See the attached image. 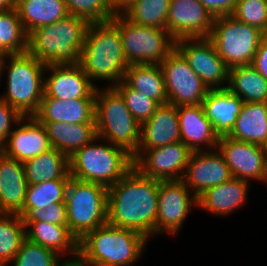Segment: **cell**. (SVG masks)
<instances>
[{
    "instance_id": "6da1fadb",
    "label": "cell",
    "mask_w": 267,
    "mask_h": 266,
    "mask_svg": "<svg viewBox=\"0 0 267 266\" xmlns=\"http://www.w3.org/2000/svg\"><path fill=\"white\" fill-rule=\"evenodd\" d=\"M159 181L142 175L133 167L108 188L107 222L133 229L151 242L156 238Z\"/></svg>"
},
{
    "instance_id": "7a4b0ae2",
    "label": "cell",
    "mask_w": 267,
    "mask_h": 266,
    "mask_svg": "<svg viewBox=\"0 0 267 266\" xmlns=\"http://www.w3.org/2000/svg\"><path fill=\"white\" fill-rule=\"evenodd\" d=\"M79 64L96 87H114L124 79L129 64L112 20L89 23Z\"/></svg>"
},
{
    "instance_id": "3957f363",
    "label": "cell",
    "mask_w": 267,
    "mask_h": 266,
    "mask_svg": "<svg viewBox=\"0 0 267 266\" xmlns=\"http://www.w3.org/2000/svg\"><path fill=\"white\" fill-rule=\"evenodd\" d=\"M149 241L133 229L120 228L107 222L78 241V257L82 261L136 266L142 261L140 259L144 257Z\"/></svg>"
},
{
    "instance_id": "277c9868",
    "label": "cell",
    "mask_w": 267,
    "mask_h": 266,
    "mask_svg": "<svg viewBox=\"0 0 267 266\" xmlns=\"http://www.w3.org/2000/svg\"><path fill=\"white\" fill-rule=\"evenodd\" d=\"M89 22L68 15L28 35V52L46 65L77 64L80 61Z\"/></svg>"
},
{
    "instance_id": "5b68a950",
    "label": "cell",
    "mask_w": 267,
    "mask_h": 266,
    "mask_svg": "<svg viewBox=\"0 0 267 266\" xmlns=\"http://www.w3.org/2000/svg\"><path fill=\"white\" fill-rule=\"evenodd\" d=\"M45 69L28 51L4 56L0 98L24 117L33 116L44 96Z\"/></svg>"
},
{
    "instance_id": "8992f818",
    "label": "cell",
    "mask_w": 267,
    "mask_h": 266,
    "mask_svg": "<svg viewBox=\"0 0 267 266\" xmlns=\"http://www.w3.org/2000/svg\"><path fill=\"white\" fill-rule=\"evenodd\" d=\"M132 155L124 148L96 137L69 158L71 177L106 188L116 184L132 168Z\"/></svg>"
},
{
    "instance_id": "52a82bcc",
    "label": "cell",
    "mask_w": 267,
    "mask_h": 266,
    "mask_svg": "<svg viewBox=\"0 0 267 266\" xmlns=\"http://www.w3.org/2000/svg\"><path fill=\"white\" fill-rule=\"evenodd\" d=\"M97 137L124 148L132 156L140 142L141 125L114 87H97L95 92Z\"/></svg>"
},
{
    "instance_id": "ba28073f",
    "label": "cell",
    "mask_w": 267,
    "mask_h": 266,
    "mask_svg": "<svg viewBox=\"0 0 267 266\" xmlns=\"http://www.w3.org/2000/svg\"><path fill=\"white\" fill-rule=\"evenodd\" d=\"M65 204L68 229L78 241L107 223L108 188L103 185L70 177Z\"/></svg>"
},
{
    "instance_id": "9c48e42d",
    "label": "cell",
    "mask_w": 267,
    "mask_h": 266,
    "mask_svg": "<svg viewBox=\"0 0 267 266\" xmlns=\"http://www.w3.org/2000/svg\"><path fill=\"white\" fill-rule=\"evenodd\" d=\"M111 20L118 26L129 65L160 64L175 49L176 40L166 29L135 24L122 13Z\"/></svg>"
},
{
    "instance_id": "30bf717a",
    "label": "cell",
    "mask_w": 267,
    "mask_h": 266,
    "mask_svg": "<svg viewBox=\"0 0 267 266\" xmlns=\"http://www.w3.org/2000/svg\"><path fill=\"white\" fill-rule=\"evenodd\" d=\"M209 39L229 67L251 65L263 32L231 15L214 18Z\"/></svg>"
},
{
    "instance_id": "8fae6325",
    "label": "cell",
    "mask_w": 267,
    "mask_h": 266,
    "mask_svg": "<svg viewBox=\"0 0 267 266\" xmlns=\"http://www.w3.org/2000/svg\"><path fill=\"white\" fill-rule=\"evenodd\" d=\"M196 210L198 211V198L182 180H160L156 238L164 237L163 235L179 238L187 219Z\"/></svg>"
},
{
    "instance_id": "7c38bea8",
    "label": "cell",
    "mask_w": 267,
    "mask_h": 266,
    "mask_svg": "<svg viewBox=\"0 0 267 266\" xmlns=\"http://www.w3.org/2000/svg\"><path fill=\"white\" fill-rule=\"evenodd\" d=\"M175 49L208 89L228 87L230 68L209 38H182L175 41Z\"/></svg>"
},
{
    "instance_id": "4fadbf2b",
    "label": "cell",
    "mask_w": 267,
    "mask_h": 266,
    "mask_svg": "<svg viewBox=\"0 0 267 266\" xmlns=\"http://www.w3.org/2000/svg\"><path fill=\"white\" fill-rule=\"evenodd\" d=\"M159 65L164 77L168 103L175 106L202 104L209 89L176 49Z\"/></svg>"
},
{
    "instance_id": "5bb4252c",
    "label": "cell",
    "mask_w": 267,
    "mask_h": 266,
    "mask_svg": "<svg viewBox=\"0 0 267 266\" xmlns=\"http://www.w3.org/2000/svg\"><path fill=\"white\" fill-rule=\"evenodd\" d=\"M192 151L181 141L145 150L134 167L144 176L158 180H181Z\"/></svg>"
},
{
    "instance_id": "9a60e30c",
    "label": "cell",
    "mask_w": 267,
    "mask_h": 266,
    "mask_svg": "<svg viewBox=\"0 0 267 266\" xmlns=\"http://www.w3.org/2000/svg\"><path fill=\"white\" fill-rule=\"evenodd\" d=\"M214 18L199 0H171L166 30L175 40L209 38Z\"/></svg>"
},
{
    "instance_id": "2e32d148",
    "label": "cell",
    "mask_w": 267,
    "mask_h": 266,
    "mask_svg": "<svg viewBox=\"0 0 267 266\" xmlns=\"http://www.w3.org/2000/svg\"><path fill=\"white\" fill-rule=\"evenodd\" d=\"M217 149L223 155L233 178L260 184L266 157L261 145L241 142L228 136L219 138Z\"/></svg>"
},
{
    "instance_id": "e0dca14e",
    "label": "cell",
    "mask_w": 267,
    "mask_h": 266,
    "mask_svg": "<svg viewBox=\"0 0 267 266\" xmlns=\"http://www.w3.org/2000/svg\"><path fill=\"white\" fill-rule=\"evenodd\" d=\"M232 178L229 166L218 149L192 152L182 181L198 198L207 189Z\"/></svg>"
},
{
    "instance_id": "ac0fdd59",
    "label": "cell",
    "mask_w": 267,
    "mask_h": 266,
    "mask_svg": "<svg viewBox=\"0 0 267 266\" xmlns=\"http://www.w3.org/2000/svg\"><path fill=\"white\" fill-rule=\"evenodd\" d=\"M96 88L79 63L46 65L44 96L63 100L95 98Z\"/></svg>"
},
{
    "instance_id": "d6986e66",
    "label": "cell",
    "mask_w": 267,
    "mask_h": 266,
    "mask_svg": "<svg viewBox=\"0 0 267 266\" xmlns=\"http://www.w3.org/2000/svg\"><path fill=\"white\" fill-rule=\"evenodd\" d=\"M45 126L33 116L23 117L9 133L0 151L24 163L51 149Z\"/></svg>"
},
{
    "instance_id": "ffe728a7",
    "label": "cell",
    "mask_w": 267,
    "mask_h": 266,
    "mask_svg": "<svg viewBox=\"0 0 267 266\" xmlns=\"http://www.w3.org/2000/svg\"><path fill=\"white\" fill-rule=\"evenodd\" d=\"M251 186V182L232 177L229 181L211 187L200 195L198 210L201 214L205 211L218 218H229L246 204L249 205Z\"/></svg>"
},
{
    "instance_id": "44dd1931",
    "label": "cell",
    "mask_w": 267,
    "mask_h": 266,
    "mask_svg": "<svg viewBox=\"0 0 267 266\" xmlns=\"http://www.w3.org/2000/svg\"><path fill=\"white\" fill-rule=\"evenodd\" d=\"M181 141L177 108L159 105L148 121L141 124L140 142L133 162L145 151Z\"/></svg>"
},
{
    "instance_id": "7402d4cb",
    "label": "cell",
    "mask_w": 267,
    "mask_h": 266,
    "mask_svg": "<svg viewBox=\"0 0 267 266\" xmlns=\"http://www.w3.org/2000/svg\"><path fill=\"white\" fill-rule=\"evenodd\" d=\"M181 142L192 152L217 149L219 136L206 118L202 104L176 106Z\"/></svg>"
},
{
    "instance_id": "603a6c76",
    "label": "cell",
    "mask_w": 267,
    "mask_h": 266,
    "mask_svg": "<svg viewBox=\"0 0 267 266\" xmlns=\"http://www.w3.org/2000/svg\"><path fill=\"white\" fill-rule=\"evenodd\" d=\"M33 117L38 122L95 123V98L63 100L43 96Z\"/></svg>"
},
{
    "instance_id": "cb8c5ba5",
    "label": "cell",
    "mask_w": 267,
    "mask_h": 266,
    "mask_svg": "<svg viewBox=\"0 0 267 266\" xmlns=\"http://www.w3.org/2000/svg\"><path fill=\"white\" fill-rule=\"evenodd\" d=\"M27 186L23 163L0 151V213L18 214L25 204Z\"/></svg>"
},
{
    "instance_id": "d4e9b609",
    "label": "cell",
    "mask_w": 267,
    "mask_h": 266,
    "mask_svg": "<svg viewBox=\"0 0 267 266\" xmlns=\"http://www.w3.org/2000/svg\"><path fill=\"white\" fill-rule=\"evenodd\" d=\"M243 104V100L228 88L209 89L202 106L219 138L231 133Z\"/></svg>"
},
{
    "instance_id": "484cf974",
    "label": "cell",
    "mask_w": 267,
    "mask_h": 266,
    "mask_svg": "<svg viewBox=\"0 0 267 266\" xmlns=\"http://www.w3.org/2000/svg\"><path fill=\"white\" fill-rule=\"evenodd\" d=\"M26 239L32 243L52 249L64 259L78 257V240L71 234L68 226L46 222H23Z\"/></svg>"
},
{
    "instance_id": "4316f807",
    "label": "cell",
    "mask_w": 267,
    "mask_h": 266,
    "mask_svg": "<svg viewBox=\"0 0 267 266\" xmlns=\"http://www.w3.org/2000/svg\"><path fill=\"white\" fill-rule=\"evenodd\" d=\"M45 126L51 146L70 158L96 137L95 123L39 122Z\"/></svg>"
},
{
    "instance_id": "83f0119b",
    "label": "cell",
    "mask_w": 267,
    "mask_h": 266,
    "mask_svg": "<svg viewBox=\"0 0 267 266\" xmlns=\"http://www.w3.org/2000/svg\"><path fill=\"white\" fill-rule=\"evenodd\" d=\"M228 137L262 146L267 140V102H244Z\"/></svg>"
},
{
    "instance_id": "f1b7e54d",
    "label": "cell",
    "mask_w": 267,
    "mask_h": 266,
    "mask_svg": "<svg viewBox=\"0 0 267 266\" xmlns=\"http://www.w3.org/2000/svg\"><path fill=\"white\" fill-rule=\"evenodd\" d=\"M15 8L27 35L69 15L64 0H16Z\"/></svg>"
},
{
    "instance_id": "f546056e",
    "label": "cell",
    "mask_w": 267,
    "mask_h": 266,
    "mask_svg": "<svg viewBox=\"0 0 267 266\" xmlns=\"http://www.w3.org/2000/svg\"><path fill=\"white\" fill-rule=\"evenodd\" d=\"M158 105L168 103L164 77L159 64H131L123 79Z\"/></svg>"
},
{
    "instance_id": "4dcf8cb0",
    "label": "cell",
    "mask_w": 267,
    "mask_h": 266,
    "mask_svg": "<svg viewBox=\"0 0 267 266\" xmlns=\"http://www.w3.org/2000/svg\"><path fill=\"white\" fill-rule=\"evenodd\" d=\"M28 185L54 179H70L69 158L55 148L23 163Z\"/></svg>"
},
{
    "instance_id": "1f68e13d",
    "label": "cell",
    "mask_w": 267,
    "mask_h": 266,
    "mask_svg": "<svg viewBox=\"0 0 267 266\" xmlns=\"http://www.w3.org/2000/svg\"><path fill=\"white\" fill-rule=\"evenodd\" d=\"M227 88L243 102H267V80L252 65L230 68Z\"/></svg>"
},
{
    "instance_id": "d6a6232c",
    "label": "cell",
    "mask_w": 267,
    "mask_h": 266,
    "mask_svg": "<svg viewBox=\"0 0 267 266\" xmlns=\"http://www.w3.org/2000/svg\"><path fill=\"white\" fill-rule=\"evenodd\" d=\"M28 51V35L16 8L0 11V56Z\"/></svg>"
},
{
    "instance_id": "836d02e7",
    "label": "cell",
    "mask_w": 267,
    "mask_h": 266,
    "mask_svg": "<svg viewBox=\"0 0 267 266\" xmlns=\"http://www.w3.org/2000/svg\"><path fill=\"white\" fill-rule=\"evenodd\" d=\"M26 239L25 224L19 214L0 213V266H7Z\"/></svg>"
},
{
    "instance_id": "e575fe53",
    "label": "cell",
    "mask_w": 267,
    "mask_h": 266,
    "mask_svg": "<svg viewBox=\"0 0 267 266\" xmlns=\"http://www.w3.org/2000/svg\"><path fill=\"white\" fill-rule=\"evenodd\" d=\"M69 181L70 179H54L28 185L25 204L18 214L23 217L32 208L44 210L49 204L65 202Z\"/></svg>"
},
{
    "instance_id": "d590c367",
    "label": "cell",
    "mask_w": 267,
    "mask_h": 266,
    "mask_svg": "<svg viewBox=\"0 0 267 266\" xmlns=\"http://www.w3.org/2000/svg\"><path fill=\"white\" fill-rule=\"evenodd\" d=\"M171 0H136L122 14L138 25L166 29Z\"/></svg>"
},
{
    "instance_id": "8d00e7d4",
    "label": "cell",
    "mask_w": 267,
    "mask_h": 266,
    "mask_svg": "<svg viewBox=\"0 0 267 266\" xmlns=\"http://www.w3.org/2000/svg\"><path fill=\"white\" fill-rule=\"evenodd\" d=\"M64 258L52 249L25 239L7 266H58Z\"/></svg>"
},
{
    "instance_id": "74e56055",
    "label": "cell",
    "mask_w": 267,
    "mask_h": 266,
    "mask_svg": "<svg viewBox=\"0 0 267 266\" xmlns=\"http://www.w3.org/2000/svg\"><path fill=\"white\" fill-rule=\"evenodd\" d=\"M69 15L82 17L90 22H105L116 14L113 0H64Z\"/></svg>"
},
{
    "instance_id": "f35d334b",
    "label": "cell",
    "mask_w": 267,
    "mask_h": 266,
    "mask_svg": "<svg viewBox=\"0 0 267 266\" xmlns=\"http://www.w3.org/2000/svg\"><path fill=\"white\" fill-rule=\"evenodd\" d=\"M114 88L120 93L134 119L141 125L153 115L159 106L154 100L132 89L124 80Z\"/></svg>"
},
{
    "instance_id": "ab89813d",
    "label": "cell",
    "mask_w": 267,
    "mask_h": 266,
    "mask_svg": "<svg viewBox=\"0 0 267 266\" xmlns=\"http://www.w3.org/2000/svg\"><path fill=\"white\" fill-rule=\"evenodd\" d=\"M231 16L264 32L267 27V0H238Z\"/></svg>"
},
{
    "instance_id": "60d3db41",
    "label": "cell",
    "mask_w": 267,
    "mask_h": 266,
    "mask_svg": "<svg viewBox=\"0 0 267 266\" xmlns=\"http://www.w3.org/2000/svg\"><path fill=\"white\" fill-rule=\"evenodd\" d=\"M22 219L23 222L41 221L54 225L68 226L65 202L49 204L44 210L32 208Z\"/></svg>"
},
{
    "instance_id": "b9f144b4",
    "label": "cell",
    "mask_w": 267,
    "mask_h": 266,
    "mask_svg": "<svg viewBox=\"0 0 267 266\" xmlns=\"http://www.w3.org/2000/svg\"><path fill=\"white\" fill-rule=\"evenodd\" d=\"M24 116L0 98V148L6 143L9 133Z\"/></svg>"
},
{
    "instance_id": "7bdbcfd3",
    "label": "cell",
    "mask_w": 267,
    "mask_h": 266,
    "mask_svg": "<svg viewBox=\"0 0 267 266\" xmlns=\"http://www.w3.org/2000/svg\"><path fill=\"white\" fill-rule=\"evenodd\" d=\"M238 0H199L213 18L231 15Z\"/></svg>"
},
{
    "instance_id": "ee69618b",
    "label": "cell",
    "mask_w": 267,
    "mask_h": 266,
    "mask_svg": "<svg viewBox=\"0 0 267 266\" xmlns=\"http://www.w3.org/2000/svg\"><path fill=\"white\" fill-rule=\"evenodd\" d=\"M251 65L267 80V42L264 39L260 41Z\"/></svg>"
},
{
    "instance_id": "f6af8a7d",
    "label": "cell",
    "mask_w": 267,
    "mask_h": 266,
    "mask_svg": "<svg viewBox=\"0 0 267 266\" xmlns=\"http://www.w3.org/2000/svg\"><path fill=\"white\" fill-rule=\"evenodd\" d=\"M136 0H113V4L117 13H122L131 3Z\"/></svg>"
},
{
    "instance_id": "bcb514c9",
    "label": "cell",
    "mask_w": 267,
    "mask_h": 266,
    "mask_svg": "<svg viewBox=\"0 0 267 266\" xmlns=\"http://www.w3.org/2000/svg\"><path fill=\"white\" fill-rule=\"evenodd\" d=\"M58 266H86L85 263L79 258L64 259Z\"/></svg>"
},
{
    "instance_id": "7dc6e473",
    "label": "cell",
    "mask_w": 267,
    "mask_h": 266,
    "mask_svg": "<svg viewBox=\"0 0 267 266\" xmlns=\"http://www.w3.org/2000/svg\"><path fill=\"white\" fill-rule=\"evenodd\" d=\"M16 7V0H0V11Z\"/></svg>"
},
{
    "instance_id": "c3c4849f",
    "label": "cell",
    "mask_w": 267,
    "mask_h": 266,
    "mask_svg": "<svg viewBox=\"0 0 267 266\" xmlns=\"http://www.w3.org/2000/svg\"><path fill=\"white\" fill-rule=\"evenodd\" d=\"M86 266H116L102 261H83Z\"/></svg>"
},
{
    "instance_id": "681fc988",
    "label": "cell",
    "mask_w": 267,
    "mask_h": 266,
    "mask_svg": "<svg viewBox=\"0 0 267 266\" xmlns=\"http://www.w3.org/2000/svg\"><path fill=\"white\" fill-rule=\"evenodd\" d=\"M262 184H259V185H263V186H266L267 187V160L265 162V169H264V175H263V178L261 180ZM265 184V185H264ZM267 189V188H266Z\"/></svg>"
},
{
    "instance_id": "f907efd6",
    "label": "cell",
    "mask_w": 267,
    "mask_h": 266,
    "mask_svg": "<svg viewBox=\"0 0 267 266\" xmlns=\"http://www.w3.org/2000/svg\"><path fill=\"white\" fill-rule=\"evenodd\" d=\"M3 56H0V85L2 86ZM1 88V87H0ZM1 92V90H0Z\"/></svg>"
},
{
    "instance_id": "816d5d0a",
    "label": "cell",
    "mask_w": 267,
    "mask_h": 266,
    "mask_svg": "<svg viewBox=\"0 0 267 266\" xmlns=\"http://www.w3.org/2000/svg\"><path fill=\"white\" fill-rule=\"evenodd\" d=\"M262 147H263L264 154H265V157H266V160H267V140H266V142L262 145Z\"/></svg>"
},
{
    "instance_id": "f5cc1de1",
    "label": "cell",
    "mask_w": 267,
    "mask_h": 266,
    "mask_svg": "<svg viewBox=\"0 0 267 266\" xmlns=\"http://www.w3.org/2000/svg\"><path fill=\"white\" fill-rule=\"evenodd\" d=\"M263 39L267 42V27L266 30L263 32Z\"/></svg>"
}]
</instances>
